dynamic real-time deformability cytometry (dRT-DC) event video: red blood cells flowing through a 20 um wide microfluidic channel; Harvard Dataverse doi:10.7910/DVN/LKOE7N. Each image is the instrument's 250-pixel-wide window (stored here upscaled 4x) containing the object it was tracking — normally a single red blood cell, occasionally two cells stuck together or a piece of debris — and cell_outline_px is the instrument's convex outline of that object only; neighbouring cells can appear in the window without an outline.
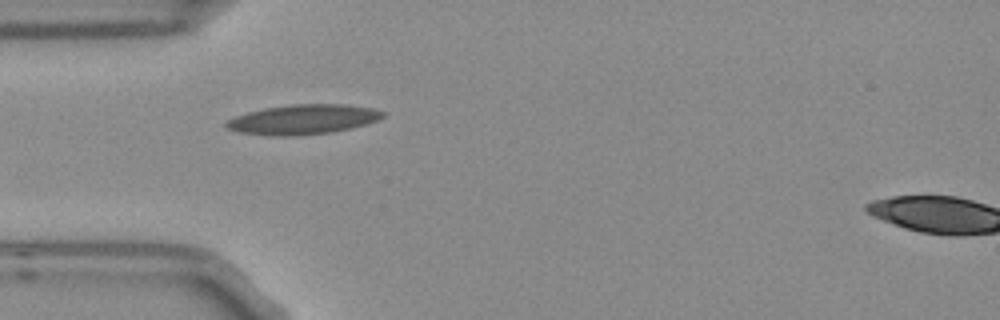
{"species": "Egyptian fruit bat (a non-hibernating species)", "species_latin": "Rousettus aegyptiacus", "temperature_condition": "room temperature", "stored_images_in_passage": 2, "segment_of_instrument_passage": [1, 2], "camera_frame_rate_fps": 3000, "um_per_image_px": 0.085, "frame": {"image": 1, "passage_image": 1, "time_ms": 0.0, "image_size_px": [1000, 320], "cell_outline_px": [[388, 112], [384, 116], [376, 120], [352, 128], [332, 132], [292, 136], [272, 136], [240, 132], [228, 128], [224, 124], [228, 120], [236, 116], [248, 112], [264, 108], [292, 104], [344, 104], [372, 108]], "centroid_in_image_um": [25.78, 10.15], "position_along_channel_um": 59.2, "area_um2": 27.05}}